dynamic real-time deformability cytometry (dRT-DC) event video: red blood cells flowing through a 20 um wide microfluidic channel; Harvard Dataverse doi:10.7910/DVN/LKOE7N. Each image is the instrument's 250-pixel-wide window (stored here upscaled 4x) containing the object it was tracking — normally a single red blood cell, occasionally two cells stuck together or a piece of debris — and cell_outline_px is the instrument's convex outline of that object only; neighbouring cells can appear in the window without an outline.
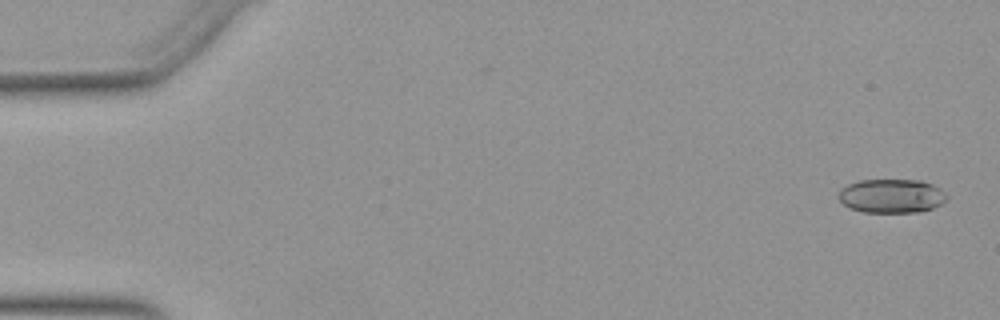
{"species": "Egyptian fruit bat (a non-hibernating species)", "species_latin": "Rousettus aegyptiacus", "temperature_condition": "warm", "stored_images_in_passage": 51, "camera_frame_rate_fps": 3000, "um_per_image_px": 0.085, "animal": {"sex": "female"}, "frame": {"image": 1, "passage_image": 1, "time_ms": 0.0, "image_size_px": [1000, 320], "cell_outline_px": [[948, 200], [932, 208], [920, 212], [864, 212], [852, 208], [844, 204], [836, 196], [840, 188], [848, 184], [860, 180], [924, 180], [940, 188], [948, 196]], "centroid_in_image_um": [75.79, 16.65], "position_along_channel_um": 9.2, "area_um2": 21.56}}
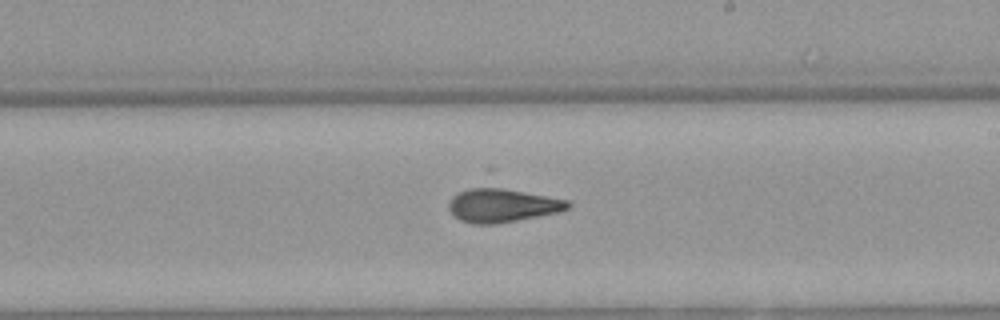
{"frame": {"image": 2, "passage_image": 30, "time_ms": 9.667, "image_size_px": [1000, 320], "cell_outline_px": [[572, 204], [568, 208], [560, 212], [496, 224], [472, 224], [460, 220], [448, 208], [448, 204], [452, 196], [456, 192], [468, 188], [488, 184], [496, 184], [568, 200]], "centroid_in_image_um": [42.69, 17.39], "position_along_channel_um": 246.3, "area_um2": 24.45}}
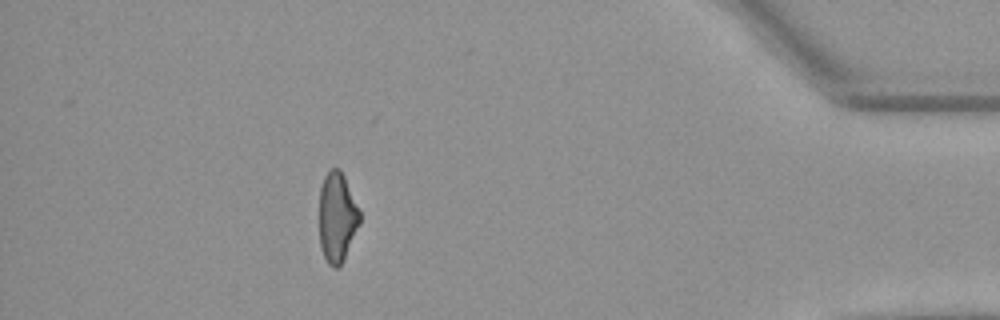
{"frame": {"image": 3, "passage_image": 46, "time_ms": 15.0, "image_size_px": [1000, 320], "cell_outline_px": [[360, 224], [344, 260], [336, 268], [332, 268], [328, 264], [324, 256], [320, 244], [320, 188], [324, 176], [332, 168], [340, 168], [344, 176], [360, 212]], "centroid_in_image_um": [28.66, 18.48], "position_along_channel_um": 406.5, "area_um2": 21.1}, "authors_computed_cell_mechanics": {"area_um2": 22.7154, "velocity_mm_per_s": 3.9348, "shape_relaxation_time_tau1_ms": 5.3834, "shape_relaxation_time_tau2_ms": 2.1149, "deformation_change_tau1": 0.1686, "deformation_change_tau2": 0.106}}